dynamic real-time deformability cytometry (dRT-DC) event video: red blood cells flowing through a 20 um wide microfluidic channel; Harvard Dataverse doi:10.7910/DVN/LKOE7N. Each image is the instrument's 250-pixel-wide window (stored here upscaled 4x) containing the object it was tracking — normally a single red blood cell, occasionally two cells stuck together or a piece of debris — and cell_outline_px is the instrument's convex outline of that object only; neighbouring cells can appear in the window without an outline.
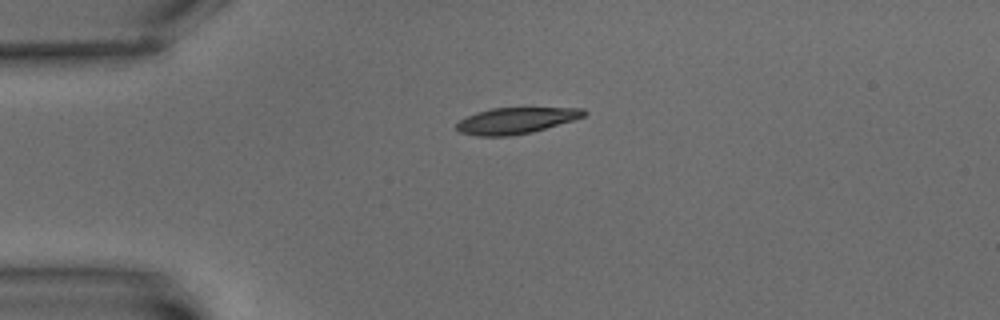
{"species": "common noctule bat (a hibernating species)", "species_latin": "Nyctalus noctula", "temperature_condition": "warm", "stored_images_in_passage": 2, "camera_frame_rate_fps": 3000, "um_per_image_px": 0.085, "animal": {"sex": "male", "body_mass_g": 15.6}, "frame": {"image": 1, "passage_image": 1, "time_ms": 0.0, "image_size_px": [1000, 320], "cell_outline_px": [[588, 112], [584, 116], [572, 120], [532, 132], [508, 136], [476, 136], [460, 132], [456, 128], [456, 124], [460, 120], [476, 112], [492, 108], [584, 108]], "centroid_in_image_um": [43.84, 10.25], "position_along_channel_um": 41.2, "area_um2": 19.25}}